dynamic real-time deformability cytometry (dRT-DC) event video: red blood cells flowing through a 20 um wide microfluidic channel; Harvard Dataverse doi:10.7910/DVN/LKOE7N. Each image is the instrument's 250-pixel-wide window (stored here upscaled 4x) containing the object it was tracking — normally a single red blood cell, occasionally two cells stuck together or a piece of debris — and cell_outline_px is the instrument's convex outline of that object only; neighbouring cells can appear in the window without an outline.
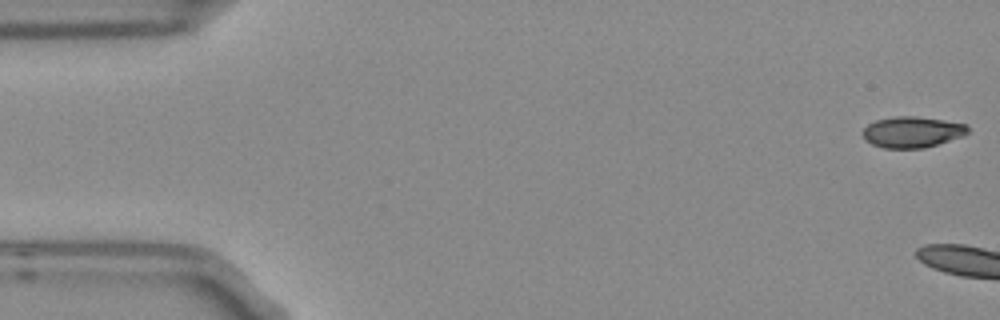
{"species": "Egyptian fruit bat (a non-hibernating species)", "species_latin": "Rousettus aegyptiacus", "temperature_condition": "room temperature", "stored_images_in_passage": 4, "camera_frame_rate_fps": 3000, "um_per_image_px": 0.085, "frame": {"image": 1, "passage_image": 1, "time_ms": 0.0, "image_size_px": [1000, 320], "cell_outline_px": [[968, 132], [964, 136], [924, 148], [884, 148], [872, 144], [860, 132], [868, 124], [876, 120], [896, 116], [916, 116], [944, 120], [968, 124]], "centroid_in_image_um": [77.56, 11.21], "position_along_channel_um": 7.4, "area_um2": 19.02}}